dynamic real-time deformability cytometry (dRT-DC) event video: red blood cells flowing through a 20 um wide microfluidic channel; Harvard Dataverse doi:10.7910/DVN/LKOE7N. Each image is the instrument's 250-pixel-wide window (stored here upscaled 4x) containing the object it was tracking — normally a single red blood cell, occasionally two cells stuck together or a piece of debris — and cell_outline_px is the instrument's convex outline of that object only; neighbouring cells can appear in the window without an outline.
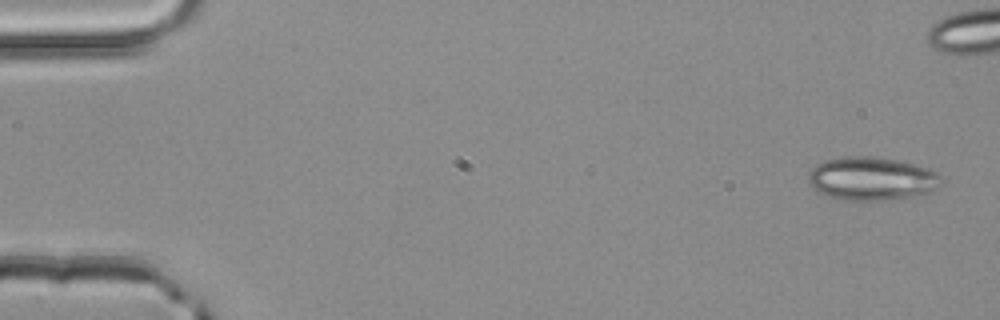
{"species": "common noctule bat (a hibernating species)", "species_latin": "Nyctalus noctula", "temperature_condition": "room temperature", "stored_images_in_passage": 5, "camera_frame_rate_fps": 3000, "um_per_image_px": 0.085, "animal": {"sex": "male", "body_mass_g": 20.4}, "frame": {"image": 1, "passage_image": 1, "time_ms": 0.0, "image_size_px": [1000, 320], "cell_outline_px": [[940, 176], [936, 188], [928, 192], [908, 196], [884, 200], [840, 200], [828, 196], [812, 188], [808, 184], [808, 172], [816, 164], [824, 160], [844, 156], [868, 156], [896, 160], [928, 168], [936, 172]], "centroid_in_image_um": [73.99, 15.17], "position_along_channel_um": 11.0, "area_um2": 33.23}}